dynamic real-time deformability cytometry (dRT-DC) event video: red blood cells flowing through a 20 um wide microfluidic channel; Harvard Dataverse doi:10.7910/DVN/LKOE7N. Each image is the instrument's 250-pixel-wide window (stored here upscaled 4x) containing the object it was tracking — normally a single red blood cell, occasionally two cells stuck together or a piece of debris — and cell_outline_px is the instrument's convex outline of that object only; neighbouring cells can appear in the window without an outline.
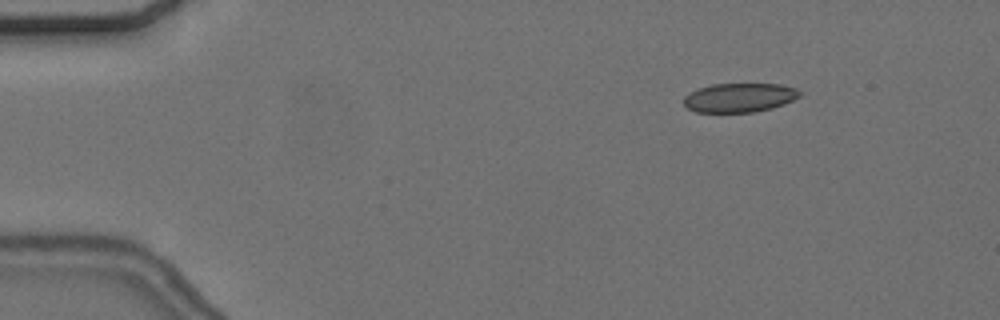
{"species": "common noctule bat (a hibernating species)", "species_latin": "Nyctalus noctula", "temperature_condition": "cold", "stored_images_in_passage": 50, "camera_frame_rate_fps": 3000, "um_per_image_px": 0.085, "animal": {"sex": "female", "body_mass_g": 24.6, "forearm_length_mm": 56.2}, "frame": {"image": 1, "passage_image": 1, "time_ms": 0.0, "image_size_px": [1000, 320], "cell_outline_px": [[800, 96], [784, 104], [772, 108], [756, 112], [696, 112], [688, 108], [684, 104], [684, 96], [700, 88], [712, 84], [780, 84], [796, 88], [800, 92]], "centroid_in_image_um": [62.87, 8.3], "position_along_channel_um": 22.1, "area_um2": 19.54}}
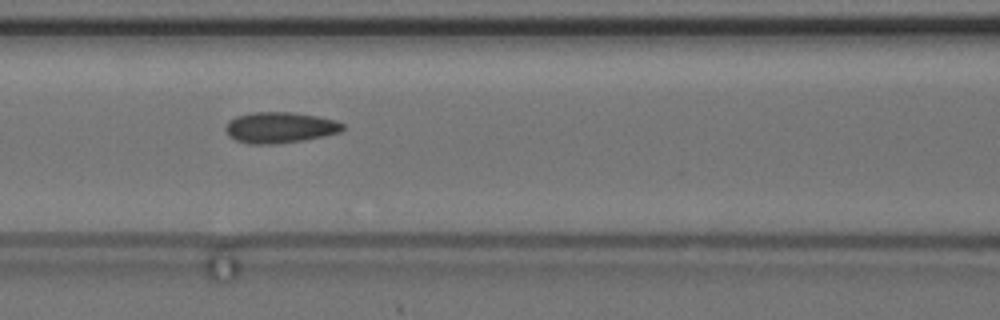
{"frame": {"image": 2, "passage_image": 18, "time_ms": 5.667, "image_size_px": [1000, 320], "cell_outline_px": [[344, 128], [340, 132], [324, 136], [304, 140], [276, 144], [248, 144], [236, 140], [228, 136], [224, 128], [228, 120], [236, 116], [252, 112], [292, 112], [316, 116], [336, 120], [344, 124]], "centroid_in_image_um": [23.76, 10.84], "position_along_channel_um": 142.8, "area_um2": 21.33}}
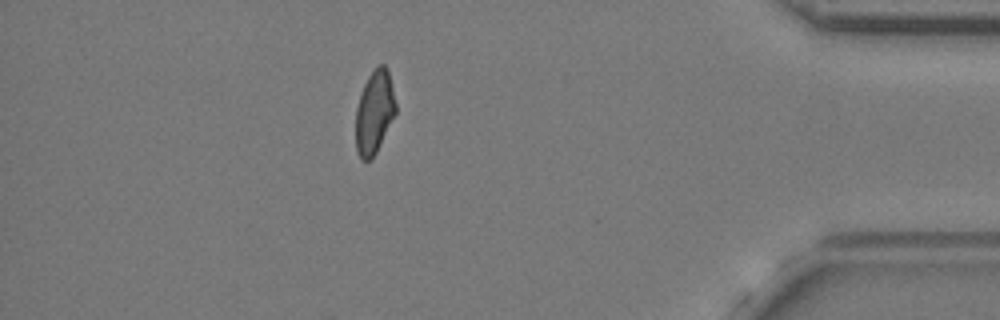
{"frame": {"image": 3, "passage_image": 43, "time_ms": 14.0, "image_size_px": [1000, 320], "cell_outline_px": [[396, 112], [372, 160], [360, 160], [356, 152], [356, 108], [360, 92], [368, 76], [376, 64], [384, 64], [388, 68], [396, 104]], "centroid_in_image_um": [31.81, 9.51], "position_along_channel_um": 403.4, "area_um2": 19.59}, "authors_computed_cell_mechanics": {"area_um2": 20.4612, "velocity_mm_per_s": 3.6481, "shape_relaxation_time_tau1_ms": 7.2201, "shape_relaxation_time_tau2_ms": 1.8442, "deformation_change_tau1": 0.1243, "deformation_change_tau2": 0.0749}}